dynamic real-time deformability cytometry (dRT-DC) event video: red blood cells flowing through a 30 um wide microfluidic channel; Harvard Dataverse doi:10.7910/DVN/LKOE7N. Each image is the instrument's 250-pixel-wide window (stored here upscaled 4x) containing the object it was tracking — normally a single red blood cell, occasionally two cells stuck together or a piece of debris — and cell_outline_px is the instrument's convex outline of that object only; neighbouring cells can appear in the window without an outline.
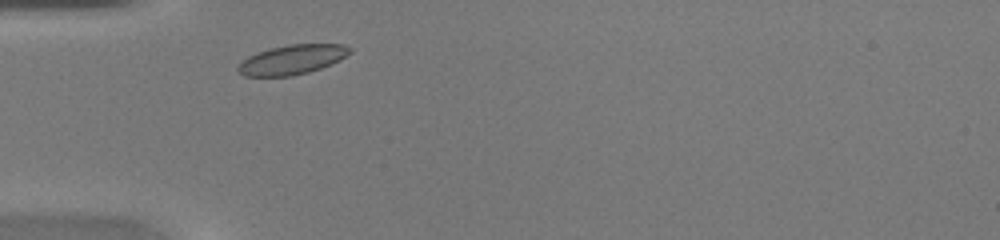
{"species": "common noctule bat (a hibernating species)", "species_latin": "Nyctalus noctula", "temperature_condition": "warm", "stored_images_in_passage": 26, "camera_frame_rate_fps": 3000, "um_per_image_px": 0.085, "animal": {"sex": "female", "body_mass_g": 20.0, "forearm_length_mm": 54.0}, "frame": {"image": 1, "passage_image": 2, "time_ms": 0.333, "image_size_px": [1000, 240], "cell_outline_px": [[352, 52], [340, 60], [320, 68], [308, 72], [292, 76], [244, 76], [236, 68], [248, 56], [268, 48], [288, 44], [344, 44], [352, 48]], "centroid_in_image_um": [24.86, 5.05], "position_along_channel_um": 60.1, "area_um2": 19.25}}
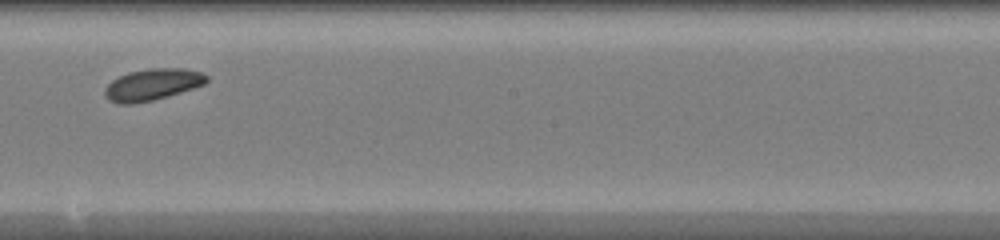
{"frame": {"image": 2, "passage_image": 14, "time_ms": 4.333, "image_size_px": [1000, 240], "cell_outline_px": [[208, 80], [204, 84], [168, 96], [152, 100], [132, 104], [116, 104], [108, 100], [104, 96], [104, 88], [112, 80], [128, 72], [148, 68], [184, 68], [200, 72], [208, 76]], "centroid_in_image_um": [12.91, 7.19], "position_along_channel_um": 235.3, "area_um2": 18.79}}
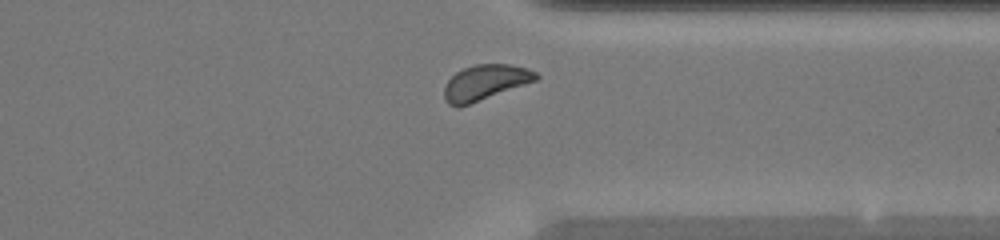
{"frame": {"image": 3, "passage_image": 23, "time_ms": 7.333, "image_size_px": [1000, 240], "cell_outline_px": [[540, 76], [536, 80], [468, 104], [456, 108], [448, 104], [444, 100], [444, 88], [448, 80], [456, 72], [464, 68], [476, 64], [508, 64], [528, 68], [536, 72]], "centroid_in_image_um": [41.21, 7.0], "position_along_channel_um": 370.2, "area_um2": 18.61}}